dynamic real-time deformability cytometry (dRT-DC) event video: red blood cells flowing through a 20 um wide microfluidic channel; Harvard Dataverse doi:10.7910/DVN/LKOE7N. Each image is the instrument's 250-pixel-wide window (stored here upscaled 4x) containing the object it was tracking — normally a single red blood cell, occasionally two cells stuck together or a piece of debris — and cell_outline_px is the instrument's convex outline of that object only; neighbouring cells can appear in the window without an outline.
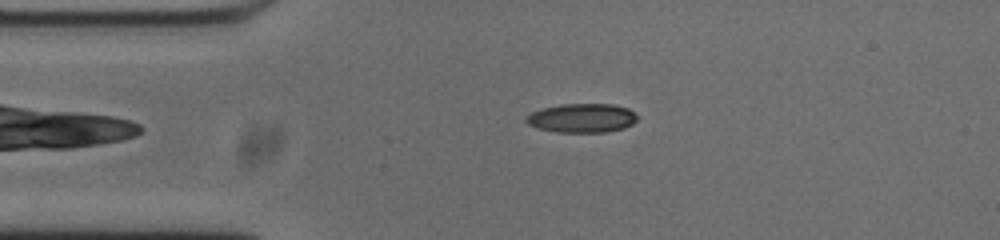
{"species": "common noctule bat (a hibernating species)", "species_latin": "Nyctalus noctula", "temperature_condition": "cold", "stored_images_in_passage": 47, "camera_frame_rate_fps": 3000, "um_per_image_px": 0.085, "animal": {"sex": "male", "body_mass_g": 20.0, "forearm_length_mm": 53.3}, "frame": {"image": 1, "passage_image": 5, "time_ms": 1.333, "image_size_px": [1000, 240], "cell_outline_px": [[636, 120], [632, 124], [624, 128], [604, 132], [556, 132], [536, 128], [528, 124], [524, 120], [524, 116], [532, 112], [544, 108], [560, 104], [612, 104], [628, 108], [636, 112]], "centroid_in_image_um": [49.44, 10.03], "position_along_channel_um": 35.6, "area_um2": 18.9}}
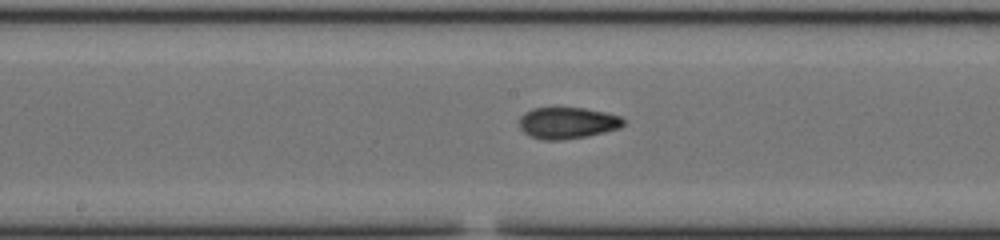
{"frame": {"image": 2, "passage_image": 20, "time_ms": 6.333, "image_size_px": [1000, 240], "cell_outline_px": [[628, 120], [620, 128], [604, 132], [584, 136], [560, 140], [544, 140], [532, 136], [524, 132], [520, 128], [520, 116], [524, 112], [532, 108], [584, 108], [604, 112], [620, 116]], "centroid_in_image_um": [48.25, 10.44], "position_along_channel_um": 199.9, "area_um2": 19.02}}
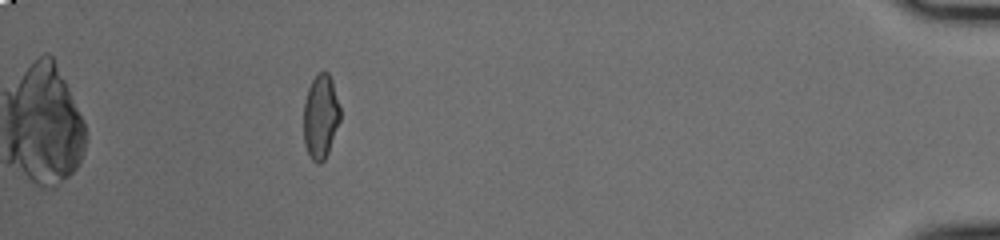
{"frame": {"image": 3, "passage_image": 42, "time_ms": 13.667, "image_size_px": [1000, 240], "cell_outline_px": [[340, 120], [328, 152], [324, 160], [320, 164], [316, 164], [312, 160], [304, 144], [304, 100], [308, 88], [312, 80], [320, 72], [328, 72], [332, 80], [340, 108]], "centroid_in_image_um": [27.25, 9.92], "position_along_channel_um": 408.0, "area_um2": 17.86}, "authors_computed_cell_mechanics": {"area_um2": 18.6694, "velocity_mm_per_s": 3.7585, "shape_relaxation_time_tau1_ms": 5.9256, "shape_relaxation_time_tau2_ms": 2.201, "deformation_change_tau1": 0.1636, "deformation_change_tau2": 0.0752}}